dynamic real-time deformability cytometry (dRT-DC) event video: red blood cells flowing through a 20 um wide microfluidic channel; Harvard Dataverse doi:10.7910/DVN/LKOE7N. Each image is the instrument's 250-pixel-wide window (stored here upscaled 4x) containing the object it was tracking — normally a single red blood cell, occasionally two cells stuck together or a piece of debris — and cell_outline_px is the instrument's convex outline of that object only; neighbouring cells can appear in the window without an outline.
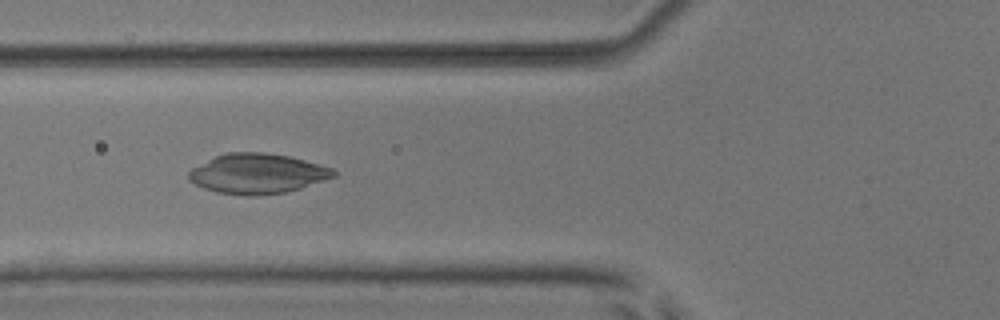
{"species": "common noctule bat (a hibernating species)", "species_latin": "Nyctalus noctula", "temperature_condition": "room temperature", "stored_images_in_passage": 51, "camera_frame_rate_fps": 3000, "um_per_image_px": 0.085, "animal": {"sex": "male", "body_mass_g": 17.9, "forearm_length_mm": 54.2}, "frame": {"image": 1, "passage_image": 19, "time_ms": 6.0, "image_size_px": [1000, 320], "cell_outline_px": [[336, 176], [300, 188], [284, 192], [248, 196], [216, 192], [204, 188], [188, 180], [188, 172], [192, 168], [216, 156], [228, 152], [264, 152], [288, 156], [320, 164], [332, 168], [336, 172]], "centroid_in_image_um": [21.87, 14.75], "position_along_channel_um": 103.9, "area_um2": 33.47}}
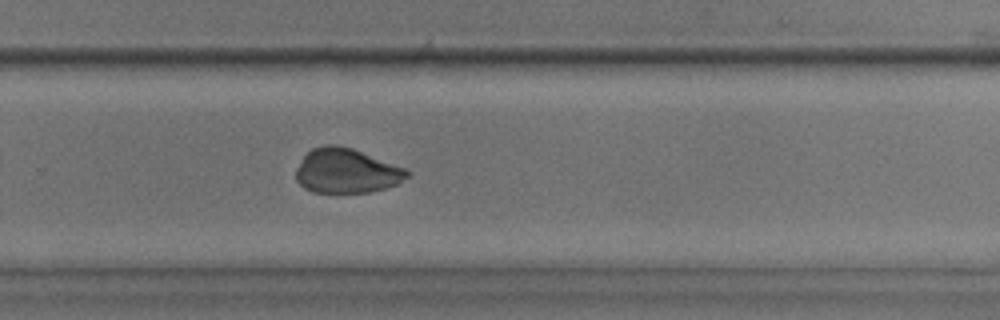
{"frame": {"image": 2, "passage_image": 34, "time_ms": 11.0, "image_size_px": [1000, 320], "cell_outline_px": [[412, 172], [408, 176], [396, 184], [384, 188], [368, 192], [312, 192], [304, 188], [296, 180], [296, 168], [304, 156], [312, 148], [328, 144], [336, 144], [352, 148], [408, 168]], "centroid_in_image_um": [29.47, 14.51], "position_along_channel_um": 300.3, "area_um2": 28.96}}
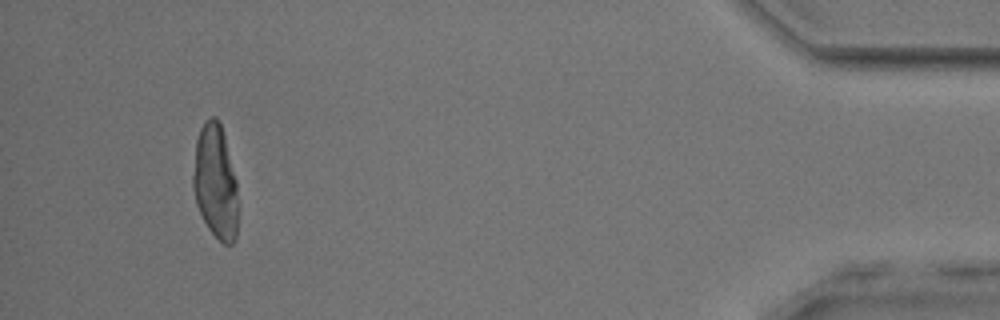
{"frame": {"image": 3, "passage_image": 48, "time_ms": 15.667, "image_size_px": [1000, 320], "cell_outline_px": [[236, 240], [232, 244], [224, 244], [208, 228], [196, 204], [192, 188], [192, 176], [196, 140], [200, 128], [204, 120], [212, 116], [216, 116], [220, 120], [236, 180]], "centroid_in_image_um": [18.28, 15.41], "position_along_channel_um": 416.9, "area_um2": 29.82}}